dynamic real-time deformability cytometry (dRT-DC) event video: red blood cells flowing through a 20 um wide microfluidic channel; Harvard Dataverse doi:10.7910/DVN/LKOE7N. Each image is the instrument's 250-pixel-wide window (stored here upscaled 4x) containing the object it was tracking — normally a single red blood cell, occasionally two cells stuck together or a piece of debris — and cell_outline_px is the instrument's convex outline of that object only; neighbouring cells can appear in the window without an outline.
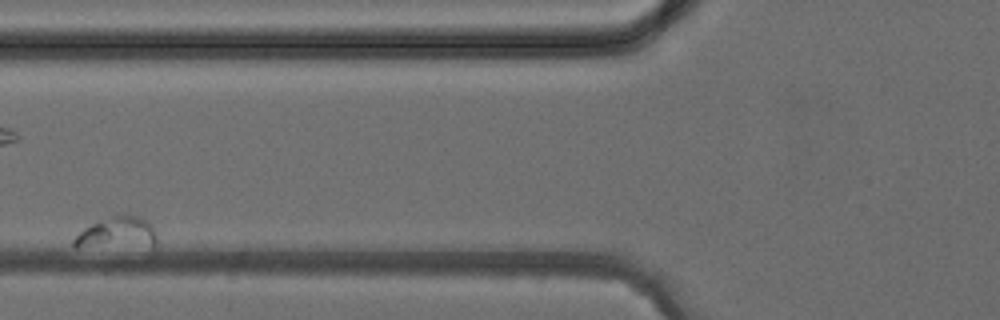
{"species": "common noctule bat (a hibernating species)", "species_latin": "Nyctalus noctula", "temperature_condition": "cold", "stored_images_in_passage": 7, "camera_frame_rate_fps": 3000, "um_per_image_px": 0.085, "animal": {"sex": "female", "body_mass_g": 24.6, "forearm_length_mm": 56.2}, "frame": {"image": 1, "passage_image": 5, "time_ms": 5.667, "image_size_px": [1000, 320], "cell_outline_px": [[156, 244], [152, 248], [76, 248], [72, 244], [72, 240], [84, 228], [100, 220], [120, 212], [128, 212], [140, 216], [148, 220], [152, 224], [156, 232]], "centroid_in_image_um": [10.01, 19.82], "position_along_channel_um": 115.8, "area_um2": 16.59}}
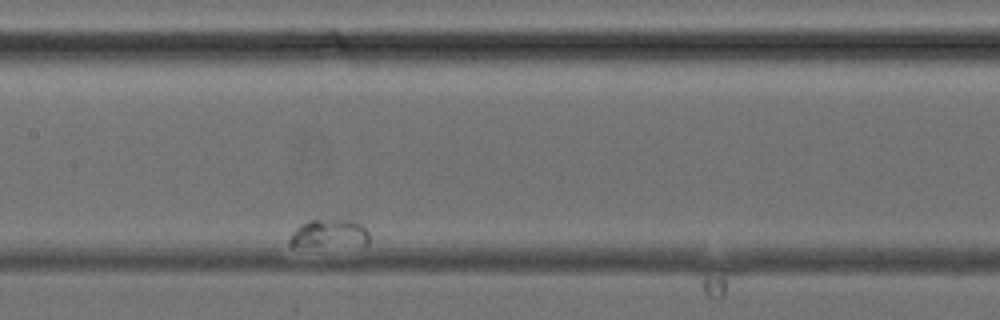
{"frame": {"image": 2, "passage_image": 7, "time_ms": 8.0, "image_size_px": [1000, 320], "cell_outline_px": [[368, 244], [292, 248], [288, 244], [288, 240], [292, 232], [300, 224], [308, 220], [352, 220], [360, 224], [368, 232]], "centroid_in_image_um": [27.89, 19.89], "position_along_channel_um": 179.5, "area_um2": 13.41}}